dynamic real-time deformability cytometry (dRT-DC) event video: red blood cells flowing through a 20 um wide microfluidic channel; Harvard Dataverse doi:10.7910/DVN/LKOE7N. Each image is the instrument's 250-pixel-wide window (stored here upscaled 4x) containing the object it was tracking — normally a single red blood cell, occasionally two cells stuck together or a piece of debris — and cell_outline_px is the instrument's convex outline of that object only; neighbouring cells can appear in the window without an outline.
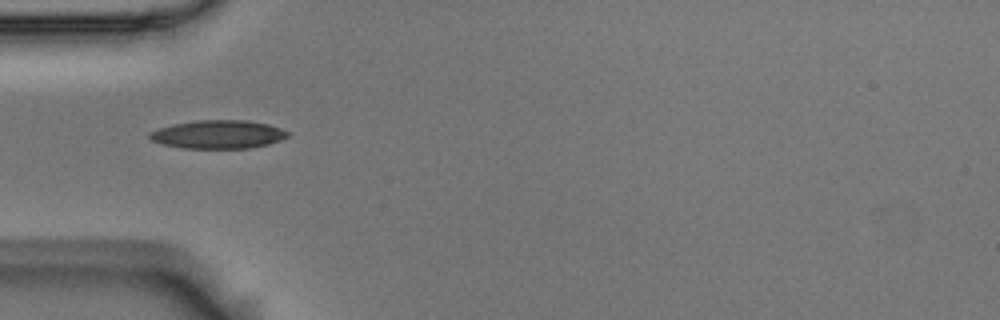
{"species": "Egyptian fruit bat (a non-hibernating species)", "species_latin": "Rousettus aegyptiacus", "temperature_condition": "room temperature", "stored_images_in_passage": 2, "camera_frame_rate_fps": 3000, "um_per_image_px": 0.085, "animal": {"sex": "male"}, "frame": {"image": 1, "passage_image": 1, "time_ms": 0.0, "image_size_px": [1000, 320], "cell_outline_px": [[288, 136], [280, 140], [268, 144], [252, 148], [180, 148], [164, 144], [152, 140], [148, 136], [148, 132], [172, 124], [196, 120], [248, 120], [268, 124], [280, 128], [288, 132]], "centroid_in_image_um": [18.53, 11.42], "position_along_channel_um": 66.5, "area_um2": 22.83}}
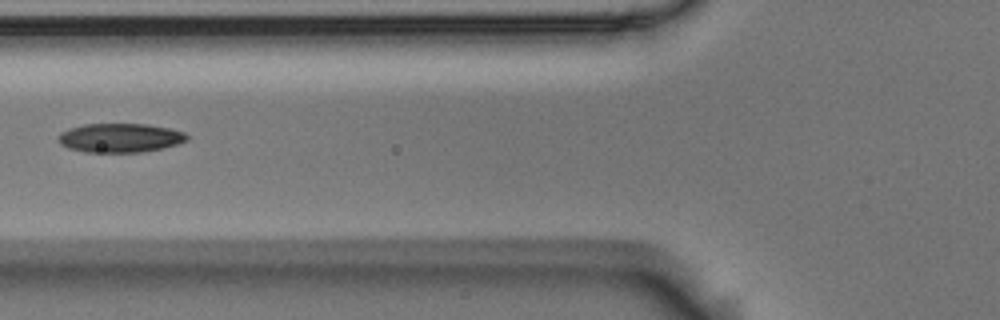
{"frame": {"image": 2, "passage_image": 2, "time_ms": 0.333, "image_size_px": [1000, 320], "cell_outline_px": [[188, 140], [180, 144], [164, 148], [140, 152], [84, 152], [68, 148], [60, 144], [56, 140], [60, 132], [84, 124], [148, 124], [172, 128], [184, 132], [188, 136]], "centroid_in_image_um": [10.23, 11.72], "position_along_channel_um": 115.6, "area_um2": 22.02}}